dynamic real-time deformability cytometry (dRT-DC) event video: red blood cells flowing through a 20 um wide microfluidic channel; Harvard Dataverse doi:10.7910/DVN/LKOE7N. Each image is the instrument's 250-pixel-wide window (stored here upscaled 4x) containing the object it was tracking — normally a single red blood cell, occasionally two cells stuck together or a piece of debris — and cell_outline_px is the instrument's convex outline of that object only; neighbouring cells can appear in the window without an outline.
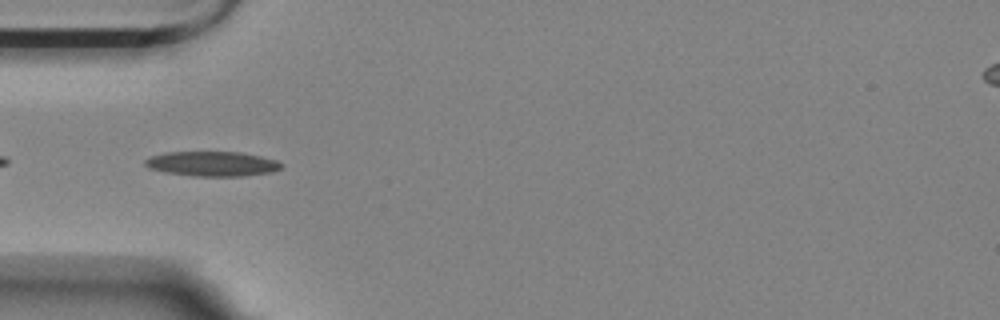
{"species": "Egyptian fruit bat (a non-hibernating species)", "species_latin": "Rousettus aegyptiacus", "temperature_condition": "room temperature", "stored_images_in_passage": 41, "camera_frame_rate_fps": 3000, "um_per_image_px": 0.085, "animal": {"sex": "female"}, "frame": {"image": 1, "passage_image": 2, "time_ms": 0.333, "image_size_px": [1000, 320], "cell_outline_px": [[284, 164], [280, 168], [272, 172], [244, 176], [192, 176], [164, 172], [148, 168], [144, 164], [144, 160], [152, 156], [164, 152], [240, 152], [260, 156], [276, 160]], "centroid_in_image_um": [18.02, 13.92], "position_along_channel_um": 67.0, "area_um2": 19.77}}
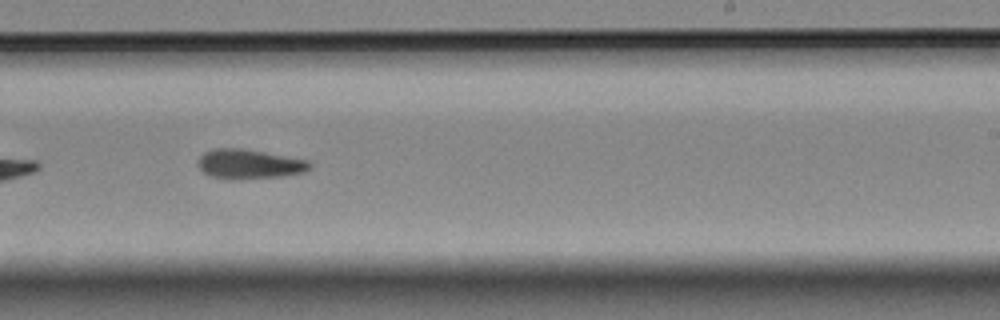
{"frame": {"image": 2, "passage_image": 19, "time_ms": 6.0, "image_size_px": [1000, 320], "cell_outline_px": [[312, 164], [304, 172], [284, 176], [240, 180], [228, 180], [212, 176], [204, 172], [196, 164], [200, 156], [204, 152], [216, 148], [236, 148], [264, 152], [308, 160]], "centroid_in_image_um": [21.16, 13.96], "position_along_channel_um": 267.8, "area_um2": 19.31}}
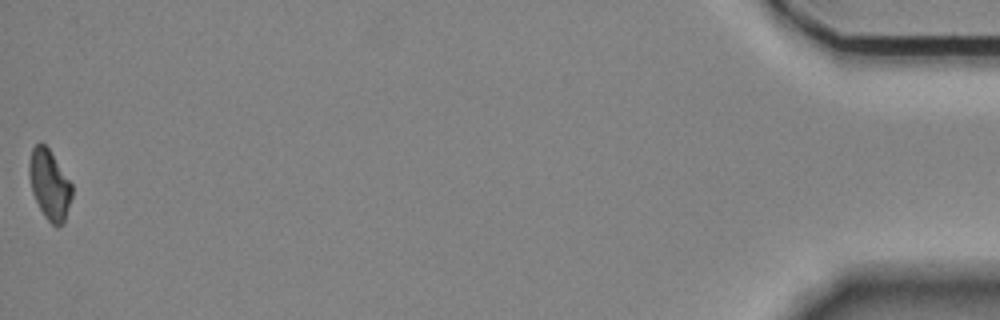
{"frame": {"image": 3, "passage_image": 41, "time_ms": 13.333, "image_size_px": [1000, 320], "cell_outline_px": [[72, 196], [64, 224], [52, 224], [44, 216], [32, 192], [28, 172], [28, 164], [32, 148], [40, 140], [48, 148], [72, 184]], "centroid_in_image_um": [4.2, 15.67], "position_along_channel_um": 431.0, "area_um2": 17.28}}